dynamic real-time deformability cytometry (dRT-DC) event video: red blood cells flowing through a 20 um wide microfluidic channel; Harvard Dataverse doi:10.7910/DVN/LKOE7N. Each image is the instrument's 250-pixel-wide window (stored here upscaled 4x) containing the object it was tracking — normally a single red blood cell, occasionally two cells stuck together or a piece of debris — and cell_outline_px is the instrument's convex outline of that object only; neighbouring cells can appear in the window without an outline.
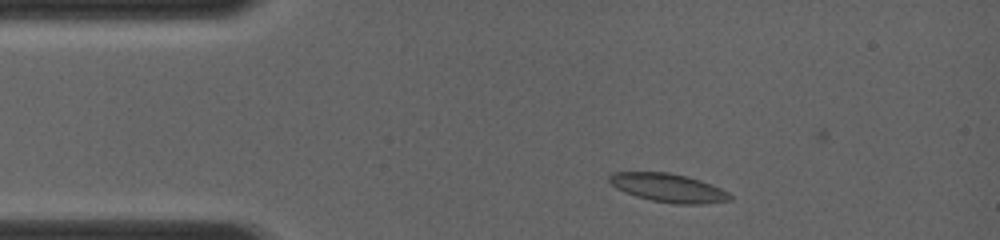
{"species": "common noctule bat (a hibernating species)", "species_latin": "Nyctalus noctula", "temperature_condition": "room temperature", "stored_images_in_passage": 8, "camera_frame_rate_fps": 4000, "um_per_image_px": 0.085, "animal": {"sex": "female", "body_mass_g": 19.0, "forearm_length_mm": 56.7}, "frame": {"image": 1, "passage_image": 3, "time_ms": 0.75, "image_size_px": [1000, 240], "cell_outline_px": [[732, 200], [656, 200], [640, 196], [628, 192], [612, 184], [608, 180], [608, 176], [616, 172], [668, 172], [684, 176], [720, 188], [728, 192], [732, 196]], "centroid_in_image_um": [56.68, 15.86], "position_along_channel_um": 28.3, "area_um2": 17.8}}